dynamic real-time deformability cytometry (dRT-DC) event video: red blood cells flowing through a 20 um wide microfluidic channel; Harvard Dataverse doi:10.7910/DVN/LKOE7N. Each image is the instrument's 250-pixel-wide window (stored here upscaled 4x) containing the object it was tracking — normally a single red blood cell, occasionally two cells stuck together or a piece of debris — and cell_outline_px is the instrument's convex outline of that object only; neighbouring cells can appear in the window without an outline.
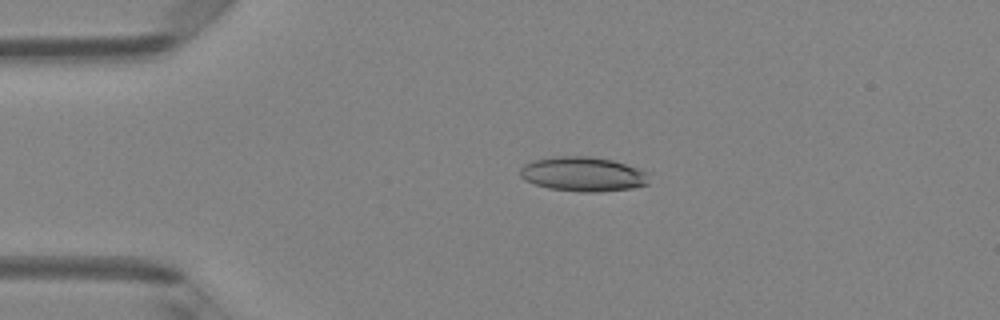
{"species": "Egyptian fruit bat (a non-hibernating species)", "species_latin": "Rousettus aegyptiacus", "temperature_condition": "room temperature", "stored_images_in_passage": 4, "camera_frame_rate_fps": 3000, "um_per_image_px": 0.085, "animal": {"sex": "female"}, "frame": {"image": 1, "passage_image": 3, "time_ms": 0.667, "image_size_px": [1000, 320], "cell_outline_px": [[648, 184], [632, 188], [600, 192], [580, 192], [548, 188], [524, 180], [520, 176], [520, 168], [524, 164], [532, 160], [556, 156], [588, 156], [612, 160], [648, 172]], "centroid_in_image_um": [49.53, 14.8], "position_along_channel_um": 35.5, "area_um2": 25.95}}